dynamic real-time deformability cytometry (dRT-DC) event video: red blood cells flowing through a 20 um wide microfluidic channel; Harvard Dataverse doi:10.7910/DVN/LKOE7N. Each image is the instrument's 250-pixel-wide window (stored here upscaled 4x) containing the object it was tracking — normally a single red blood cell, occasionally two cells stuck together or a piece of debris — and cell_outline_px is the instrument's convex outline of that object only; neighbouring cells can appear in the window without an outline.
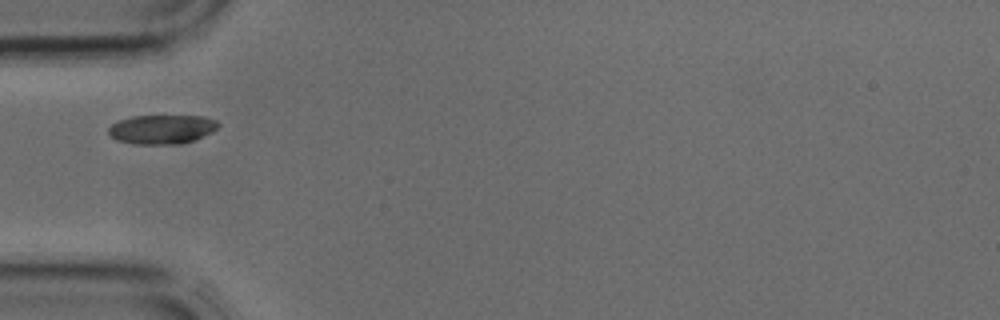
{"species": "common noctule bat (a hibernating species)", "species_latin": "Nyctalus noctula", "temperature_condition": "cold", "stored_images_in_passage": 1, "camera_frame_rate_fps": 3000, "um_per_image_px": 0.085, "animal": {"sex": "male", "body_mass_g": 17.9, "forearm_length_mm": 54.2}, "frame": {"image": 1, "passage_image": 1, "time_ms": 0.0, "image_size_px": [1000, 320], "cell_outline_px": [[220, 124], [212, 132], [196, 140], [180, 144], [132, 144], [116, 140], [108, 132], [108, 128], [112, 124], [120, 120], [132, 116], [204, 116], [216, 120]], "centroid_in_image_um": [13.77, 11.0], "position_along_channel_um": 71.2, "area_um2": 18.73}}